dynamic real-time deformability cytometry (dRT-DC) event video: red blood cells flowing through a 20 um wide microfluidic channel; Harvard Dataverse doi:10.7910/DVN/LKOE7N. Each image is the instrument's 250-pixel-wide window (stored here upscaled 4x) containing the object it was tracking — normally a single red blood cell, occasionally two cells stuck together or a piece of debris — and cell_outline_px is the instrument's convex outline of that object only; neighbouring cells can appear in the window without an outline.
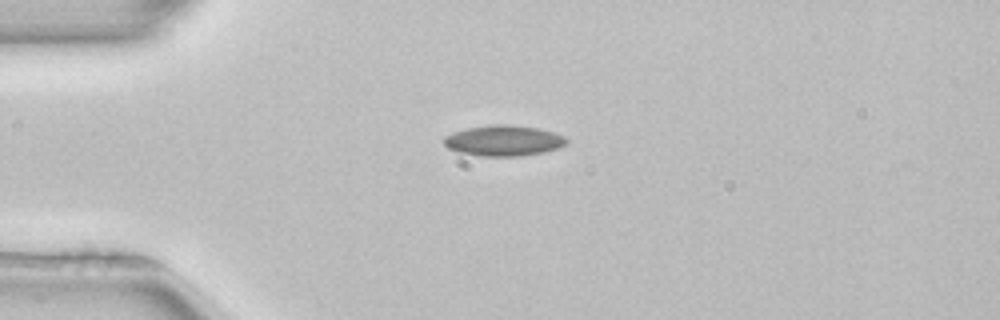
{"species": "common noctule bat (a hibernating species)", "species_latin": "Nyctalus noctula", "temperature_condition": "room temperature", "stored_images_in_passage": 40, "camera_frame_rate_fps": 3000, "um_per_image_px": 0.085, "animal": {"sex": "female", "body_mass_g": 22.7, "forearm_length_mm": 54.2}, "frame": {"image": 1, "passage_image": 1, "time_ms": 0.0, "image_size_px": [1000, 320], "cell_outline_px": [[568, 144], [544, 152], [520, 156], [480, 156], [460, 152], [448, 148], [444, 144], [444, 136], [452, 132], [468, 128], [488, 124], [504, 124], [536, 128], [552, 132], [564, 136], [568, 140]], "centroid_in_image_um": [42.79, 11.95], "position_along_channel_um": 42.2, "area_um2": 21.85}}